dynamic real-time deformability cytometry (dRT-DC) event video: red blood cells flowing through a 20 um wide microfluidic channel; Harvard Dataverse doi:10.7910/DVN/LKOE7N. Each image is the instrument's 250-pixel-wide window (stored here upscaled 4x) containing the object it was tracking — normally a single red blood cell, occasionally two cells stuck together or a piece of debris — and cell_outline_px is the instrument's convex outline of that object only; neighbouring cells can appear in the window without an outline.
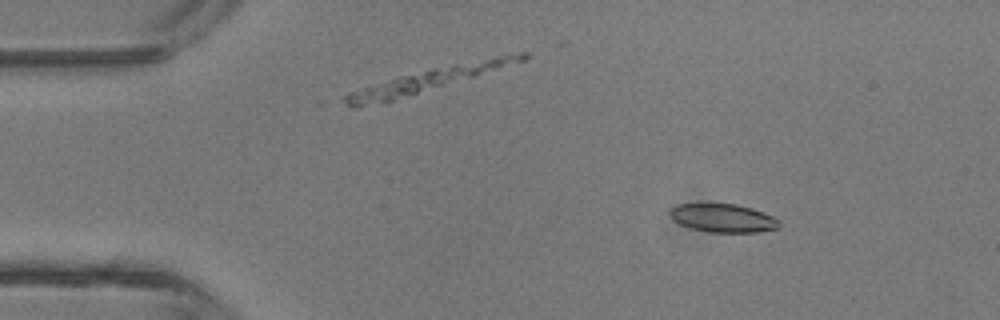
{"species": "common noctule bat (a hibernating species)", "species_latin": "Nyctalus noctula", "temperature_condition": "room temperature", "stored_images_in_passage": 3, "camera_frame_rate_fps": 3000, "um_per_image_px": 0.085, "animal": {"sex": "male", "body_mass_g": 13.3}, "frame": {"image": 1, "passage_image": 1, "time_ms": 0.0, "image_size_px": [1000, 320], "cell_outline_px": [[780, 228], [756, 232], [708, 232], [692, 228], [680, 224], [672, 220], [668, 212], [676, 204], [736, 204], [752, 208], [772, 216], [780, 220]], "centroid_in_image_um": [61.45, 18.54], "position_along_channel_um": 23.5, "area_um2": 18.09}}
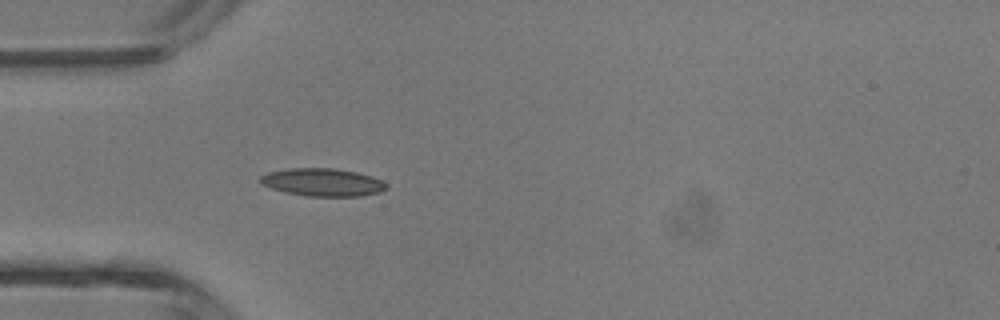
{"frame": {"image": 2, "passage_image": 3, "time_ms": 2.333, "image_size_px": [1000, 320], "cell_outline_px": [[388, 188], [380, 192], [360, 196], [308, 196], [284, 192], [260, 184], [256, 180], [260, 176], [268, 172], [288, 168], [336, 168], [356, 172], [372, 176], [388, 184]], "centroid_in_image_um": [27.39, 15.49], "position_along_channel_um": 57.6, "area_um2": 20.63}}